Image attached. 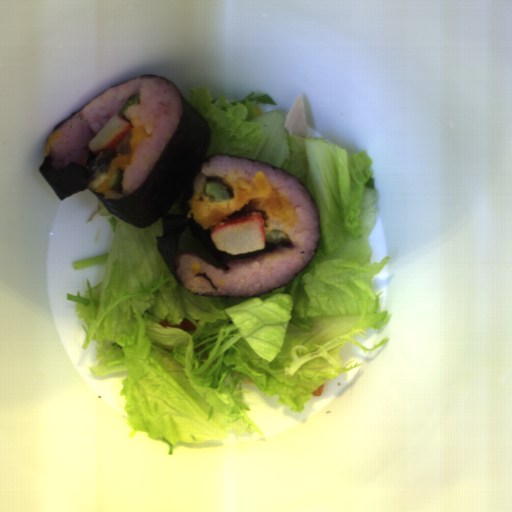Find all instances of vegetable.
<instances>
[{"mask_svg":"<svg viewBox=\"0 0 512 512\" xmlns=\"http://www.w3.org/2000/svg\"><path fill=\"white\" fill-rule=\"evenodd\" d=\"M191 91L190 106L210 131L204 160L233 154L291 173L314 199L320 234L313 260L286 286L257 296H203L181 285L162 256V218L140 228L99 200L87 221L108 215L114 231L107 251L72 267L104 264L102 281L91 287L88 280L84 295L77 289L66 298L83 319L82 348L95 343L92 377L124 371L119 397L131 435L167 441L172 455L181 442L231 431L265 437L247 412L244 384L301 414L316 389L360 365L343 363V345L368 353L389 344L386 337L372 348L356 341L390 319L371 284L388 257L373 261L379 197L365 150L292 134L280 108L254 116L259 103L275 104L267 93L227 101L225 92ZM184 316L196 331L160 326Z\"/></svg>","mask_w":512,"mask_h":512,"instance_id":"1","label":"vegetable"},{"mask_svg":"<svg viewBox=\"0 0 512 512\" xmlns=\"http://www.w3.org/2000/svg\"><path fill=\"white\" fill-rule=\"evenodd\" d=\"M178 251H191L198 254L206 262L219 265L217 259L212 256L200 241L192 234L190 228H186L179 239Z\"/></svg>","mask_w":512,"mask_h":512,"instance_id":"2","label":"vegetable"},{"mask_svg":"<svg viewBox=\"0 0 512 512\" xmlns=\"http://www.w3.org/2000/svg\"><path fill=\"white\" fill-rule=\"evenodd\" d=\"M184 213V191L174 203V205L165 213L168 215H183Z\"/></svg>","mask_w":512,"mask_h":512,"instance_id":"3","label":"vegetable"}]
</instances>
